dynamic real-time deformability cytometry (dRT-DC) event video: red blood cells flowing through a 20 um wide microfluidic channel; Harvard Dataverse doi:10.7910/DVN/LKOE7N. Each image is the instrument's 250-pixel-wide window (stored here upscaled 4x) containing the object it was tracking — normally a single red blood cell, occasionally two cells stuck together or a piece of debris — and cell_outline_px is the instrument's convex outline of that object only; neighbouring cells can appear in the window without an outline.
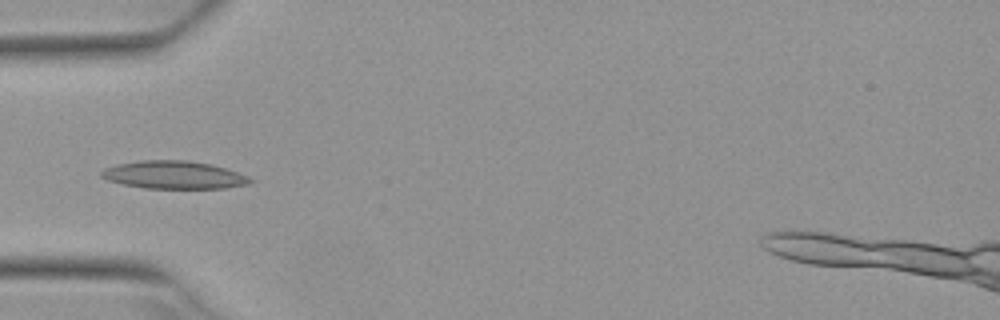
{"species": "Egyptian fruit bat (a non-hibernating species)", "species_latin": "Rousettus aegyptiacus", "temperature_condition": "warm", "stored_images_in_passage": 2, "camera_frame_rate_fps": 3000, "um_per_image_px": 0.085, "animal": {"sex": "female"}, "frame": {"image": 1, "passage_image": 2, "time_ms": 0.333, "image_size_px": [1000, 320], "cell_outline_px": [[256, 180], [248, 184], [228, 188], [144, 188], [124, 184], [108, 180], [100, 176], [100, 172], [104, 168], [116, 164], [144, 160], [188, 160], [212, 164], [248, 176]], "centroid_in_image_um": [14.79, 14.86], "position_along_channel_um": 70.2, "area_um2": 24.16}}